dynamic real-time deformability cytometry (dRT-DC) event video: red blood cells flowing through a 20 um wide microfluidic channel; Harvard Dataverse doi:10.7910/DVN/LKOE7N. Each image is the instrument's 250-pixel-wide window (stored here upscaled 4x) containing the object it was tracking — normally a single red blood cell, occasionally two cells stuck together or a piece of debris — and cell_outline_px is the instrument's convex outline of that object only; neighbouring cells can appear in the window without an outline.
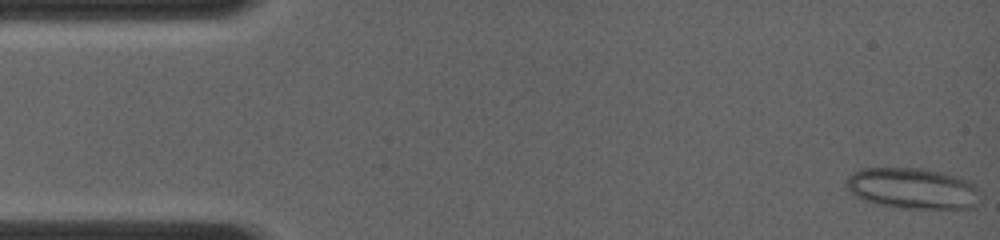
{"species": "common noctule bat (a hibernating species)", "species_latin": "Nyctalus noctula", "temperature_condition": "room temperature", "stored_images_in_passage": 28, "camera_frame_rate_fps": 4000, "um_per_image_px": 0.085, "animal": {"sex": "female", "body_mass_g": 19.0, "forearm_length_mm": 56.7}, "frame": {"image": 1, "passage_image": 1, "time_ms": 0.0, "image_size_px": [1000, 240], "cell_outline_px": [[980, 192], [976, 204], [972, 208], [900, 208], [876, 204], [864, 200], [856, 196], [844, 184], [848, 176], [852, 172], [864, 168], [924, 168], [944, 172], [968, 180], [976, 184]], "centroid_in_image_um": [77.58, 16.0], "position_along_channel_um": 7.4, "area_um2": 32.19}}
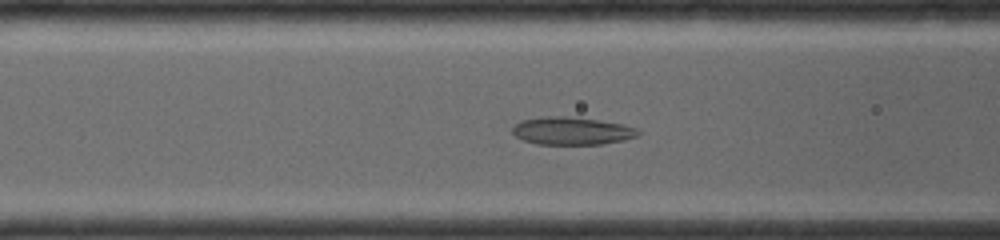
{"frame": {"image": 2, "passage_image": 23, "time_ms": 5.25, "image_size_px": [1000, 240], "cell_outline_px": [[640, 132], [636, 136], [624, 140], [600, 144], [536, 144], [524, 140], [516, 136], [512, 132], [512, 128], [520, 120], [540, 116], [568, 116], [624, 124], [636, 128]], "centroid_in_image_um": [48.58, 11.12], "position_along_channel_um": 118.0, "area_um2": 20.29}}
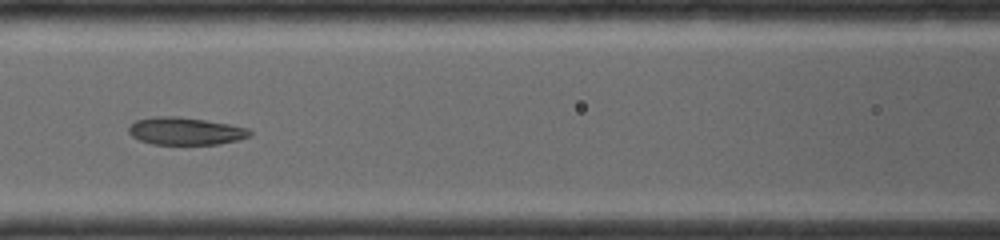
{"frame": {"image": 3, "passage_image": 26, "time_ms": 6.0, "image_size_px": [1000, 240], "cell_outline_px": [[252, 132], [248, 136], [240, 140], [216, 144], [152, 144], [140, 140], [132, 136], [128, 132], [128, 128], [136, 120], [152, 116], [176, 116], [204, 120], [228, 124], [248, 128]], "centroid_in_image_um": [15.74, 11.14], "position_along_channel_um": 150.9, "area_um2": 19.31}}